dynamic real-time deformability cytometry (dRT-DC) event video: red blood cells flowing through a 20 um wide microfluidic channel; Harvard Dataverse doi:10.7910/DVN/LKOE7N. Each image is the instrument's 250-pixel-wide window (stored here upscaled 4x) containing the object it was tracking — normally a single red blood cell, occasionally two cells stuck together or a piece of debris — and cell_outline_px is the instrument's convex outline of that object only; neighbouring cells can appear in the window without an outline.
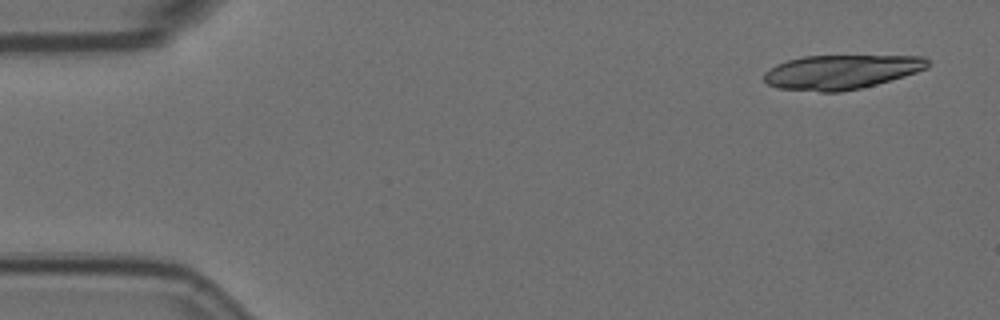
{"species": "Egyptian fruit bat (a non-hibernating species)", "species_latin": "Rousettus aegyptiacus", "temperature_condition": "room temperature", "stored_images_in_passage": 3, "camera_frame_rate_fps": 3000, "um_per_image_px": 0.085, "animal": {"sex": "female"}, "frame": {"image": 1, "passage_image": 1, "time_ms": 0.0, "image_size_px": [1000, 320], "cell_outline_px": [[928, 68], [904, 76], [876, 84], [860, 88], [840, 92], [820, 92], [776, 88], [768, 84], [764, 80], [764, 72], [776, 64], [788, 60], [804, 56], [924, 56], [928, 60]], "centroid_in_image_um": [71.47, 6.12], "position_along_channel_um": 13.5, "area_um2": 32.66}}